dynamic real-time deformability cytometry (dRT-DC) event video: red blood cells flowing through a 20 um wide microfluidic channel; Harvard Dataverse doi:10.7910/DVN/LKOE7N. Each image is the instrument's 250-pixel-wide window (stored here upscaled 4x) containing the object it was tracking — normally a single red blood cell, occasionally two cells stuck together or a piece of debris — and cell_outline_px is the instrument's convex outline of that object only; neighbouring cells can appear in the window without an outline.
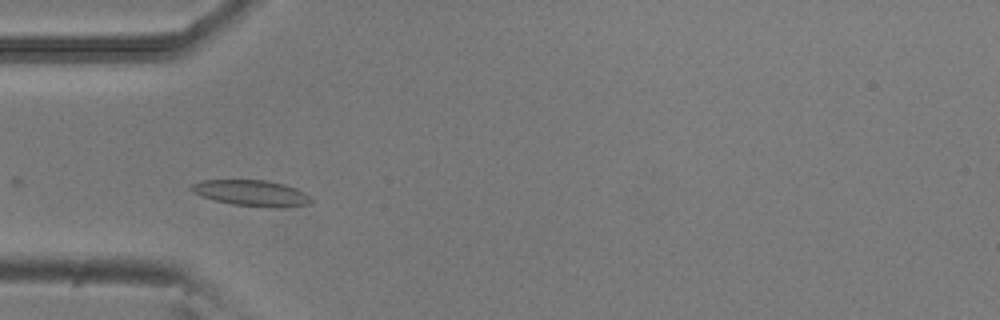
{"species": "common noctule bat (a hibernating species)", "species_latin": "Nyctalus noctula", "temperature_condition": "room temperature", "stored_images_in_passage": 4, "camera_frame_rate_fps": 3000, "um_per_image_px": 0.085, "animal": {"sex": "male", "body_mass_g": 20.5, "forearm_length_mm": 52.5}, "frame": {"image": 1, "passage_image": 2, "time_ms": 0.333, "image_size_px": [1000, 320], "cell_outline_px": [[312, 200], [308, 204], [284, 208], [276, 208], [232, 204], [200, 196], [192, 192], [188, 188], [192, 184], [200, 180], [268, 180], [284, 184], [296, 188], [304, 192]], "centroid_in_image_um": [21.36, 16.41], "position_along_channel_um": 63.6, "area_um2": 18.21}}
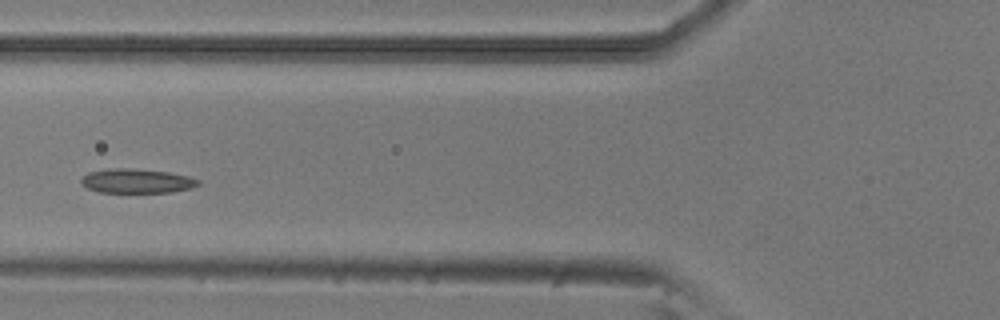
{"frame": {"image": 2, "passage_image": 3, "time_ms": 0.667, "image_size_px": [1000, 320], "cell_outline_px": [[200, 184], [192, 188], [172, 192], [100, 192], [88, 188], [80, 184], [80, 180], [88, 172], [108, 168], [132, 168], [168, 172], [188, 176], [200, 180]], "centroid_in_image_um": [11.62, 15.38], "position_along_channel_um": 114.2, "area_um2": 16.65}}
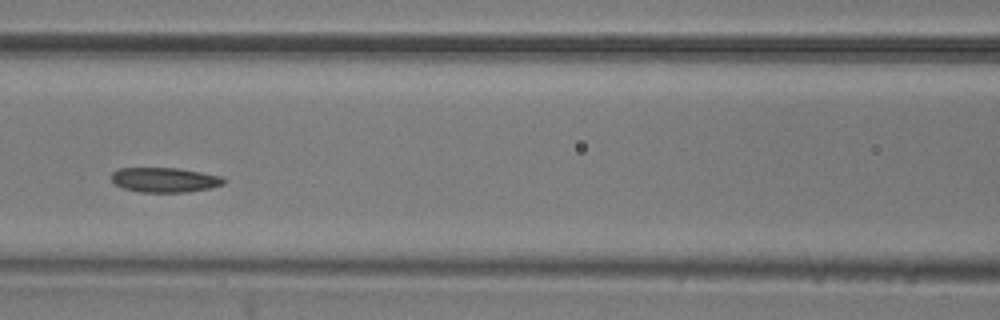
{"frame": {"image": 3, "passage_image": 4, "time_ms": 1.0, "image_size_px": [1000, 320], "cell_outline_px": [[224, 184], [212, 188], [188, 192], [140, 192], [124, 188], [116, 184], [112, 180], [112, 172], [120, 168], [180, 168], [220, 176], [224, 180]], "centroid_in_image_um": [14.01, 15.29], "position_along_channel_um": 152.6, "area_um2": 16.13}}